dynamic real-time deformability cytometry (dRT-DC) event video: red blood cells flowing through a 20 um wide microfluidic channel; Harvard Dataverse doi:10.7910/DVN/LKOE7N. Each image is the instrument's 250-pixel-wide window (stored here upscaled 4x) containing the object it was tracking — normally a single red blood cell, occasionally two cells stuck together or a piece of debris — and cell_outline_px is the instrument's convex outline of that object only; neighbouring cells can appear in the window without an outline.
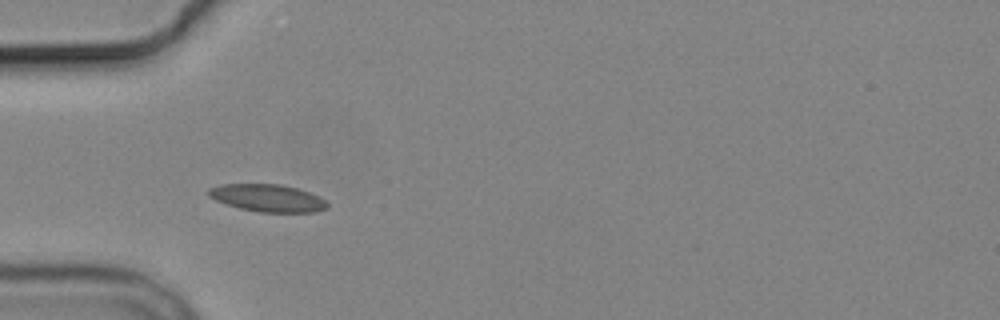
{"species": "common noctule bat (a hibernating species)", "species_latin": "Nyctalus noctula", "temperature_condition": "cold", "stored_images_in_passage": 6, "camera_frame_rate_fps": 3000, "um_per_image_px": 0.085, "animal": {"sex": "male", "body_mass_g": 19.2, "forearm_length_mm": 51.8}, "frame": {"image": 1, "passage_image": 5, "time_ms": 5.667, "image_size_px": [1000, 320], "cell_outline_px": [[328, 208], [316, 212], [260, 212], [240, 208], [224, 204], [208, 196], [208, 188], [224, 184], [280, 184], [296, 188], [320, 196], [328, 204]], "centroid_in_image_um": [22.75, 16.83], "position_along_channel_um": 62.3, "area_um2": 18.96}}
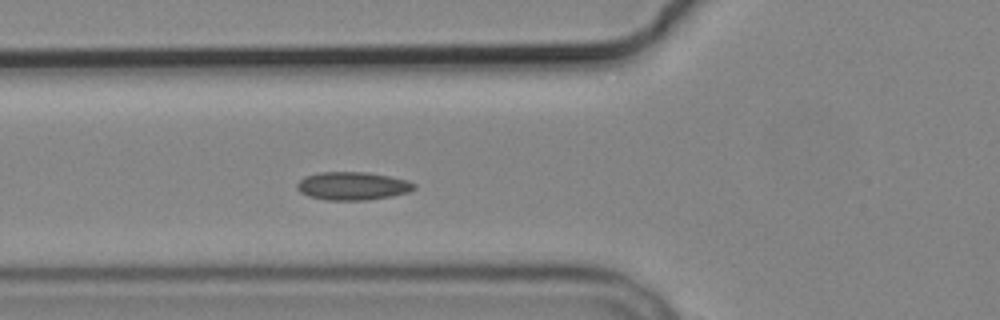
{"frame": {"image": 2, "passage_image": 6, "time_ms": 6.667, "image_size_px": [1000, 320], "cell_outline_px": [[416, 188], [408, 192], [392, 196], [368, 200], [324, 200], [308, 196], [300, 192], [296, 188], [296, 184], [304, 176], [316, 172], [368, 172], [408, 180], [416, 184]], "centroid_in_image_um": [29.95, 15.8], "position_along_channel_um": 95.9, "area_um2": 19.42}}